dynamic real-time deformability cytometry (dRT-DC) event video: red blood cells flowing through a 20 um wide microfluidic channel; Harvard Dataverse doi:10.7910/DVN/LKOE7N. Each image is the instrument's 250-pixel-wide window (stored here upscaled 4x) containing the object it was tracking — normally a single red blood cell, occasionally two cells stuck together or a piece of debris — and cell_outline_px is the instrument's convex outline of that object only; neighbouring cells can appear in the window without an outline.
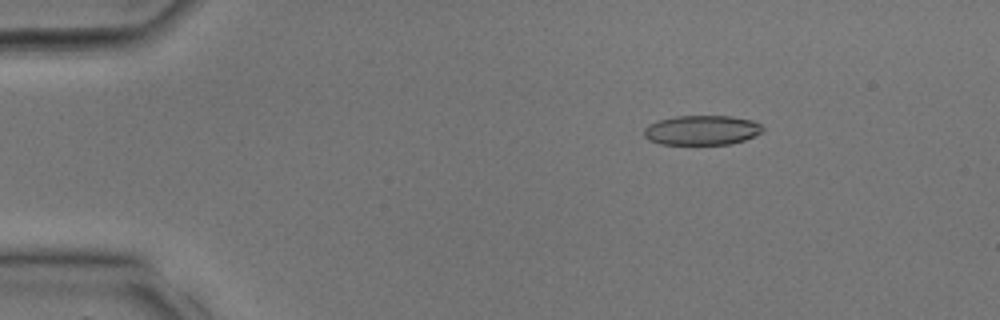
{"species": "common noctule bat (a hibernating species)", "species_latin": "Nyctalus noctula", "temperature_condition": "room temperature", "stored_images_in_passage": 14, "camera_frame_rate_fps": 3000, "um_per_image_px": 0.085, "animal": {"sex": "male", "body_mass_g": 17.9, "forearm_length_mm": 54.2}, "frame": {"image": 1, "passage_image": 5, "time_ms": 1.333, "image_size_px": [1000, 320], "cell_outline_px": [[764, 128], [760, 132], [744, 140], [732, 144], [660, 144], [648, 140], [644, 136], [644, 128], [648, 124], [656, 120], [676, 116], [732, 116], [752, 120], [760, 124]], "centroid_in_image_um": [59.61, 11.06], "position_along_channel_um": 25.4, "area_um2": 20.58}}
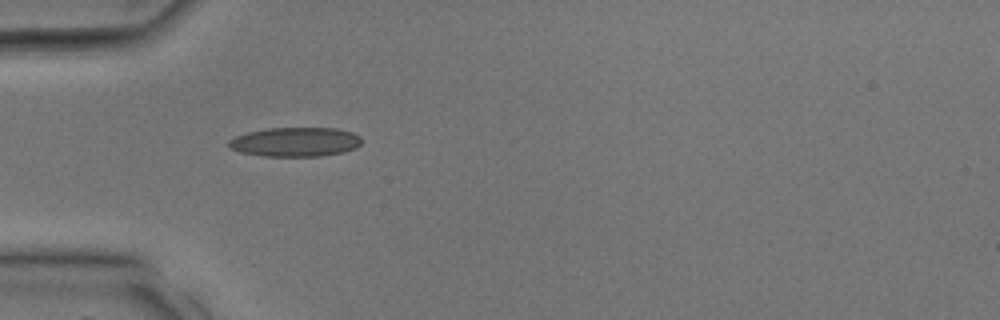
{"frame": {"image": 2, "passage_image": 10, "time_ms": 3.0, "image_size_px": [1000, 320], "cell_outline_px": [[360, 144], [356, 148], [344, 152], [320, 156], [260, 156], [240, 152], [228, 148], [228, 140], [236, 136], [248, 132], [268, 128], [336, 128], [352, 132], [360, 136]], "centroid_in_image_um": [25.08, 12.07], "position_along_channel_um": 59.9, "area_um2": 22.77}}
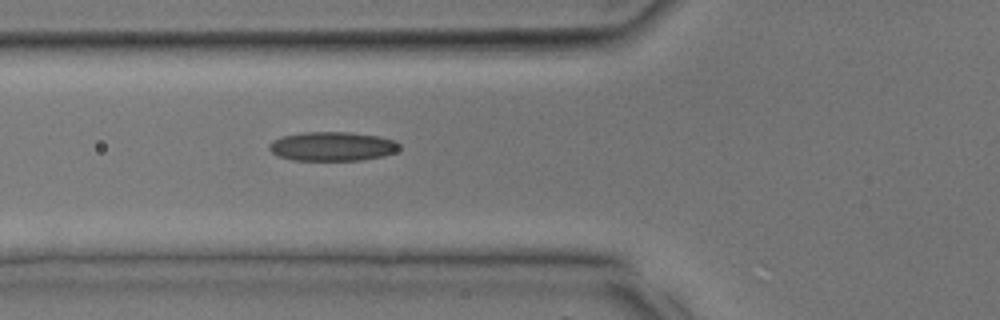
{"frame": {"image": 3, "passage_image": 12, "time_ms": 3.667, "image_size_px": [1000, 320], "cell_outline_px": [[400, 148], [396, 152], [384, 156], [360, 160], [292, 160], [280, 156], [272, 152], [268, 148], [268, 144], [272, 140], [280, 136], [304, 132], [348, 132], [380, 136], [396, 140], [400, 144]], "centroid_in_image_um": [28.26, 12.43], "position_along_channel_um": 97.5, "area_um2": 22.31}}